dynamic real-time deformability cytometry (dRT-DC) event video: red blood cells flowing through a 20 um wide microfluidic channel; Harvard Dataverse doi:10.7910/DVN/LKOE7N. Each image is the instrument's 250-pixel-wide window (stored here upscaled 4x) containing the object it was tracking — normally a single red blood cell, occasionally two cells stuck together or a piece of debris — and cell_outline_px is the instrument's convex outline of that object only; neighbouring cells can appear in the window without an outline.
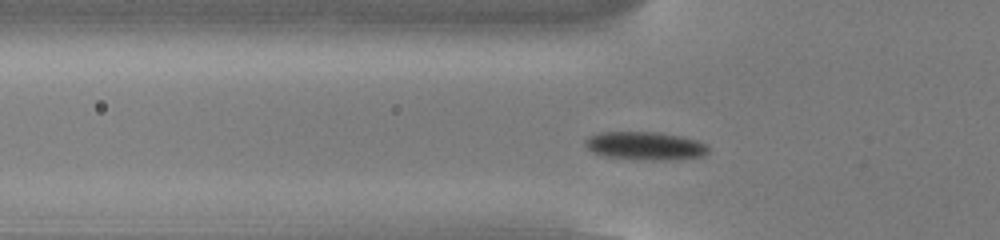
{"species": "common noctule bat (a hibernating species)", "species_latin": "Nyctalus noctula", "temperature_condition": "cold", "stored_images_in_passage": 49, "camera_frame_rate_fps": 3000, "um_per_image_px": 0.085, "animal": {"sex": "male", "body_mass_g": 13.0, "forearm_length_mm": 53.1}, "frame": {"image": 1, "passage_image": 12, "time_ms": 3.667, "image_size_px": [1000, 240], "cell_outline_px": [[708, 152], [704, 156], [680, 160], [652, 160], [604, 156], [592, 152], [584, 144], [584, 140], [588, 136], [600, 132], [660, 132], [680, 136], [696, 140], [704, 144], [708, 148]], "centroid_in_image_um": [54.84, 12.4], "position_along_channel_um": 71.0, "area_um2": 20.35}}
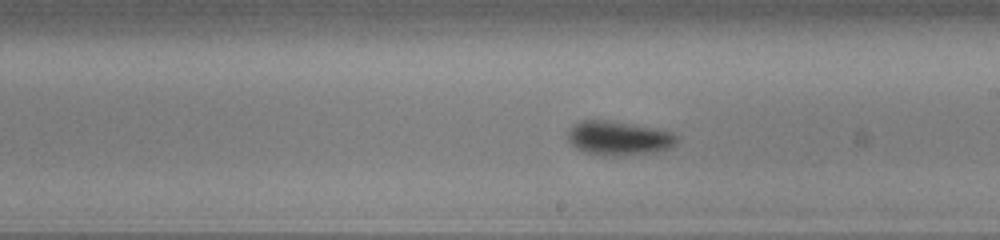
{"frame": {"image": 2, "passage_image": 25, "time_ms": 8.0, "image_size_px": [1000, 240], "cell_outline_px": [[680, 140], [672, 148], [656, 152], [620, 156], [604, 156], [584, 152], [576, 148], [568, 140], [568, 128], [580, 120], [604, 120], [656, 128], [672, 132], [680, 136]], "centroid_in_image_um": [52.63, 11.76], "position_along_channel_um": 236.4, "area_um2": 22.08}}
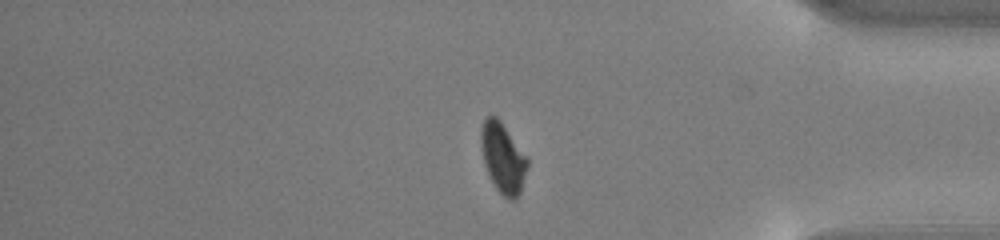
{"frame": {"image": 3, "passage_image": 39, "time_ms": 12.667, "image_size_px": [1000, 240], "cell_outline_px": [[528, 164], [520, 192], [512, 200], [508, 200], [496, 188], [484, 164], [480, 144], [480, 128], [484, 120], [488, 116], [496, 116], [500, 120], [528, 156]], "centroid_in_image_um": [42.74, 13.38], "position_along_channel_um": 392.5, "area_um2": 18.9}, "authors_computed_cell_mechanics": {"area_um2": 19.8832, "velocity_mm_per_s": 3.8292, "shape_relaxation_time_tau1_ms": 1.5698, "shape_relaxation_time_tau2_ms": null, "deformation_change_tau1": 0.1258, "deformation_change_tau2": null}}